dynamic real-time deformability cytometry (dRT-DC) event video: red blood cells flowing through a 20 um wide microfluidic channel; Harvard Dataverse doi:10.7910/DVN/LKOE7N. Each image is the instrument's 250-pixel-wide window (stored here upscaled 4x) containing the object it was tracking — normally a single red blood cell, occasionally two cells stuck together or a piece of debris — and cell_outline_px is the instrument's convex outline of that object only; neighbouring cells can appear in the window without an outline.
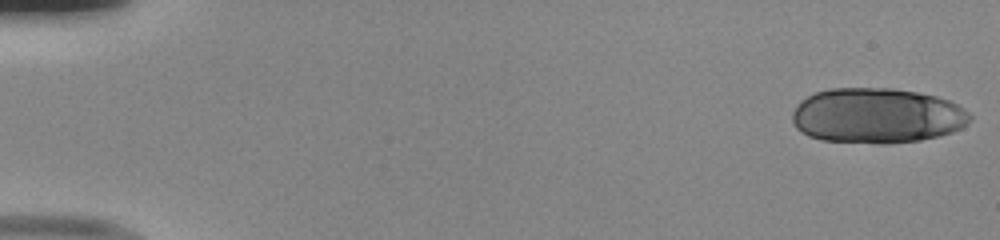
{"species": "human", "species_latin": "Homo sapiens", "temperature_condition": "room temperature", "stored_images_in_passage": 50, "segment_of_instrument_passage": [1, 2], "camera_frame_rate_fps": 3000, "um_per_image_px": 0.085, "donor": {"sex": "male"}, "frame": {"image": 1, "passage_image": 1, "time_ms": 0.0, "image_size_px": [1000, 240], "cell_outline_px": [[972, 116], [968, 124], [952, 132], [920, 140], [880, 144], [824, 140], [808, 136], [800, 132], [796, 128], [792, 120], [792, 112], [796, 104], [800, 100], [816, 92], [828, 88], [892, 88], [916, 92], [936, 96], [948, 100], [964, 108]], "centroid_in_image_um": [74.51, 9.83], "position_along_channel_um": 10.5, "area_um2": 57.4}}
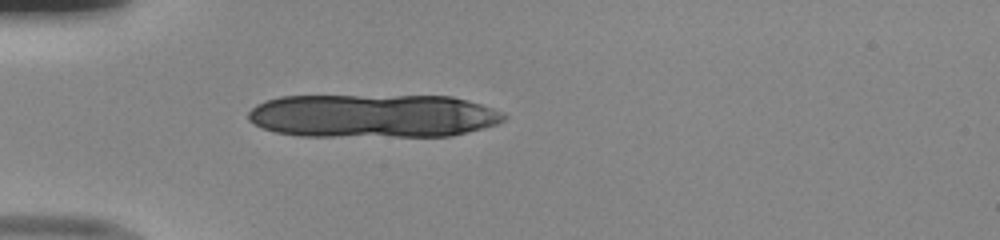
{"frame": {"image": 2, "passage_image": 15, "time_ms": 4.667, "image_size_px": [1000, 240], "cell_outline_px": [[508, 116], [500, 124], [452, 136], [300, 136], [276, 132], [264, 128], [248, 120], [248, 112], [256, 104], [280, 96], [452, 96], [468, 100], [504, 112]], "centroid_in_image_um": [31.75, 9.85], "position_along_channel_um": 53.2, "area_um2": 65.14}}